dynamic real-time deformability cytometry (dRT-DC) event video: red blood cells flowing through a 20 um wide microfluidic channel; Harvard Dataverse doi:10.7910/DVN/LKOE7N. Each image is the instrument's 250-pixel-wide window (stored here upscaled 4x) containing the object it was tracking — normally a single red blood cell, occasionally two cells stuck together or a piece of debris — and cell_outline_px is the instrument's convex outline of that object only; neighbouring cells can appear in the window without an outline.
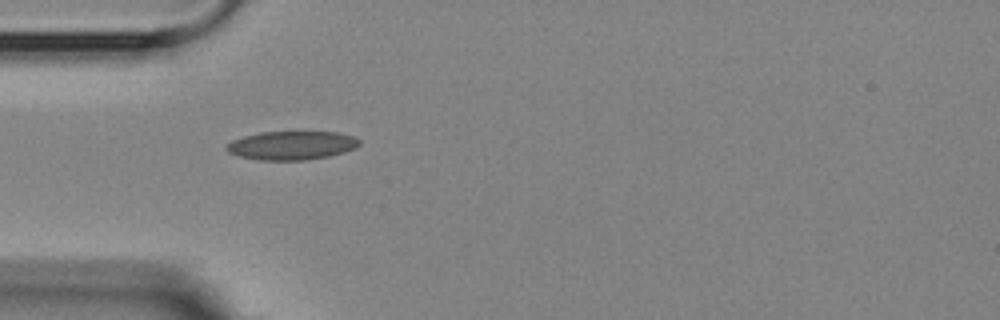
{"species": "Egyptian fruit bat (a non-hibernating species)", "species_latin": "Rousettus aegyptiacus", "temperature_condition": "room temperature", "stored_images_in_passage": 3, "camera_frame_rate_fps": 3000, "um_per_image_px": 0.085, "animal": {"sex": "female"}, "frame": {"image": 1, "passage_image": 1, "time_ms": 0.0, "image_size_px": [1000, 320], "cell_outline_px": [[360, 144], [356, 148], [344, 152], [328, 156], [304, 160], [260, 160], [240, 156], [228, 152], [224, 148], [232, 140], [244, 136], [260, 132], [336, 132], [356, 136], [360, 140]], "centroid_in_image_um": [24.82, 12.35], "position_along_channel_um": 60.2, "area_um2": 22.2}}
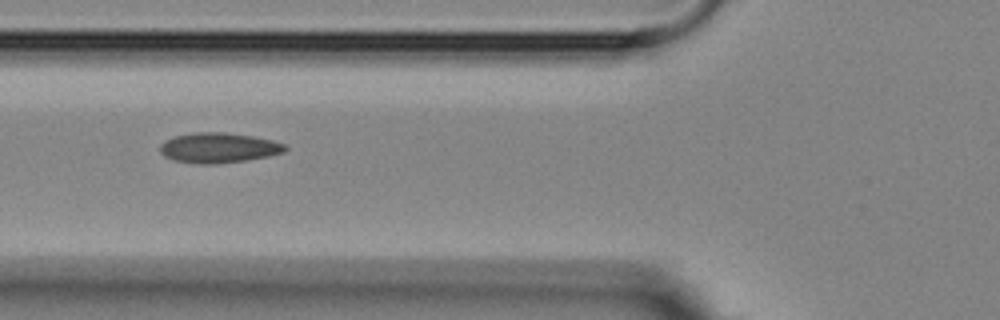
{"frame": {"image": 2, "passage_image": 2, "time_ms": 1.333, "image_size_px": [1000, 320], "cell_outline_px": [[288, 148], [284, 152], [268, 156], [244, 160], [216, 164], [200, 164], [172, 160], [164, 156], [160, 152], [160, 144], [164, 140], [176, 136], [192, 132], [224, 132], [252, 136], [272, 140], [284, 144]], "centroid_in_image_um": [18.55, 12.56], "position_along_channel_um": 107.3, "area_um2": 21.96}}
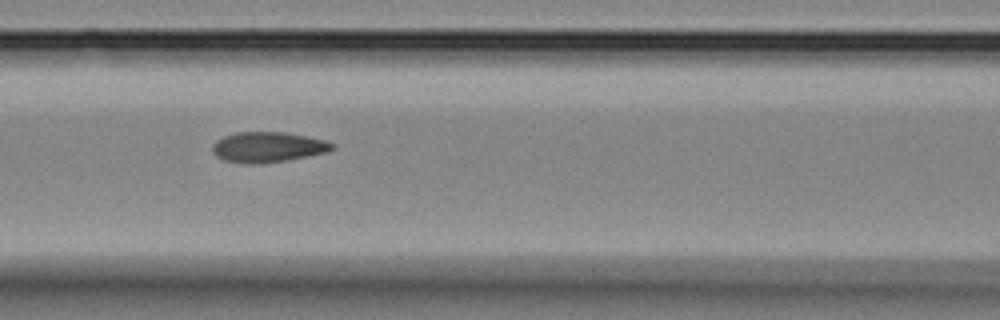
{"frame": {"image": 3, "passage_image": 3, "time_ms": 2.333, "image_size_px": [1000, 320], "cell_outline_px": [[336, 148], [328, 152], [308, 156], [260, 164], [244, 164], [224, 160], [216, 156], [212, 152], [212, 144], [216, 140], [224, 136], [236, 132], [284, 132], [308, 136], [324, 140], [336, 144]], "centroid_in_image_um": [22.77, 12.5], "position_along_channel_um": 143.8, "area_um2": 21.39}}